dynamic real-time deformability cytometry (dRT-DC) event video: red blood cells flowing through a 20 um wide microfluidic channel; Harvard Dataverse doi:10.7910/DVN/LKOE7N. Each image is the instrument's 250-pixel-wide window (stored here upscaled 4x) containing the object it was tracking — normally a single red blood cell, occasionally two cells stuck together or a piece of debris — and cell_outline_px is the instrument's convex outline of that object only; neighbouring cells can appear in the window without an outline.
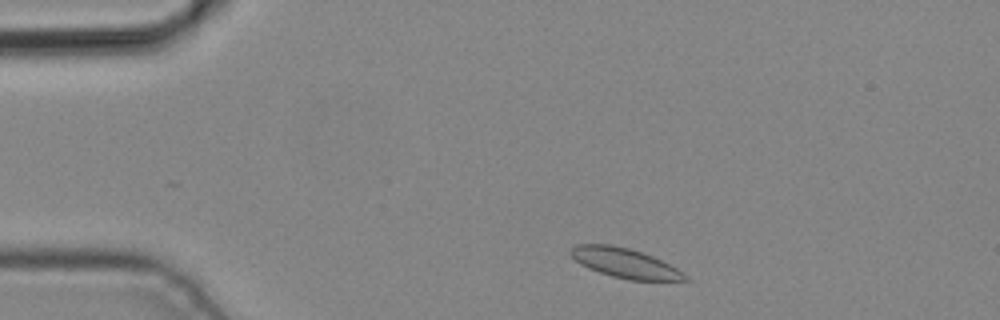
{"species": "common noctule bat (a hibernating species)", "species_latin": "Nyctalus noctula", "temperature_condition": "cold", "stored_images_in_passage": 2, "camera_frame_rate_fps": 3000, "um_per_image_px": 0.085, "animal": {"sex": "male", "body_mass_g": 19.2, "forearm_length_mm": 51.8}, "frame": {"image": 1, "passage_image": 1, "time_ms": 0.0, "image_size_px": [1000, 320], "cell_outline_px": [[688, 280], [628, 280], [612, 276], [588, 268], [580, 264], [568, 252], [576, 244], [612, 244], [628, 248], [652, 256], [684, 272], [688, 276]], "centroid_in_image_um": [53.09, 22.35], "position_along_channel_um": 31.9, "area_um2": 19.54}}